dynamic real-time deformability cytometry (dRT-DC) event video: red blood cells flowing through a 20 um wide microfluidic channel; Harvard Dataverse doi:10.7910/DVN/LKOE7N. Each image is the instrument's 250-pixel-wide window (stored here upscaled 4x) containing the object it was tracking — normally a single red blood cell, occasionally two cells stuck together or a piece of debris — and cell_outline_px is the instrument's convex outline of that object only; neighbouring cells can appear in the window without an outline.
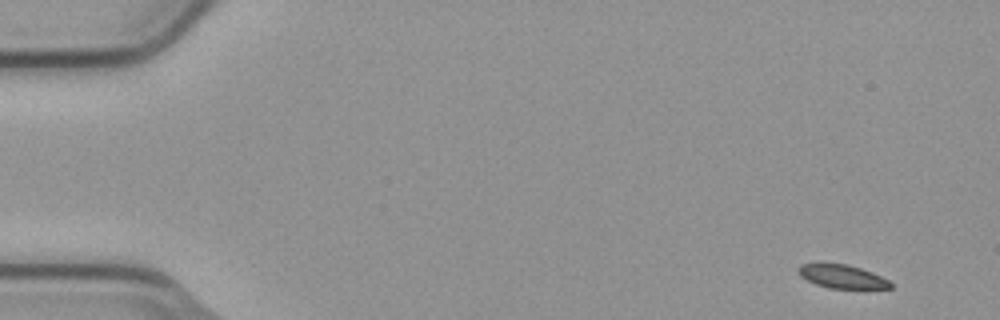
{"species": "common noctule bat (a hibernating species)", "species_latin": "Nyctalus noctula", "temperature_condition": "cold", "stored_images_in_passage": 53, "camera_frame_rate_fps": 3000, "um_per_image_px": 0.085, "animal": {"sex": "male", "body_mass_g": 23.1, "forearm_length_mm": 52.7}, "frame": {"image": 1, "passage_image": 1, "time_ms": 0.0, "image_size_px": [1000, 320], "cell_outline_px": [[892, 288], [828, 288], [816, 284], [800, 276], [796, 272], [796, 268], [800, 264], [820, 260], [848, 264], [872, 272], [888, 280], [892, 284]], "centroid_in_image_um": [71.46, 23.44], "position_along_channel_um": 13.5, "area_um2": 13.18}}
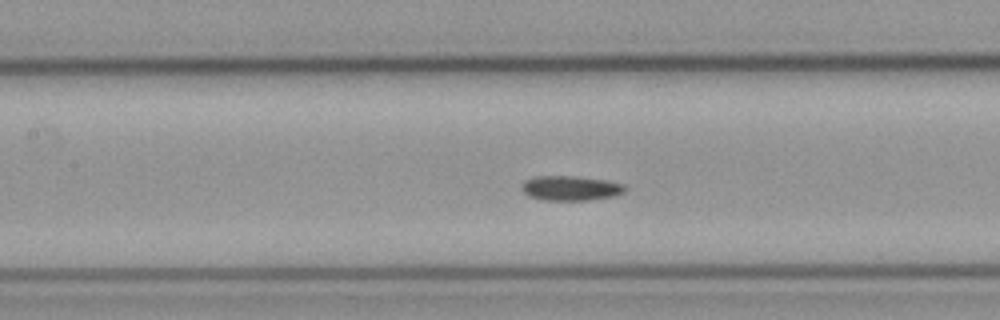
{"frame": {"image": 2, "passage_image": 23, "time_ms": 7.333, "image_size_px": [1000, 320], "cell_outline_px": [[628, 188], [624, 192], [616, 196], [588, 200], [544, 200], [528, 196], [520, 188], [524, 180], [536, 176], [576, 176], [608, 180], [624, 184]], "centroid_in_image_um": [48.53, 15.99], "position_along_channel_um": 158.9, "area_um2": 15.14}}
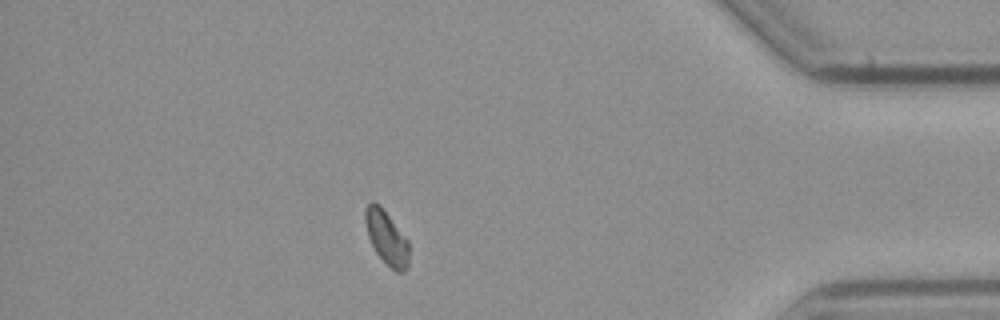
{"frame": {"image": 3, "passage_image": 46, "time_ms": 15.0, "image_size_px": [1000, 320], "cell_outline_px": [[408, 268], [404, 272], [396, 272], [376, 252], [368, 236], [364, 220], [364, 212], [368, 204], [372, 200], [380, 204], [408, 240]], "centroid_in_image_um": [32.85, 20.16], "position_along_channel_um": 402.3, "area_um2": 13.64}}